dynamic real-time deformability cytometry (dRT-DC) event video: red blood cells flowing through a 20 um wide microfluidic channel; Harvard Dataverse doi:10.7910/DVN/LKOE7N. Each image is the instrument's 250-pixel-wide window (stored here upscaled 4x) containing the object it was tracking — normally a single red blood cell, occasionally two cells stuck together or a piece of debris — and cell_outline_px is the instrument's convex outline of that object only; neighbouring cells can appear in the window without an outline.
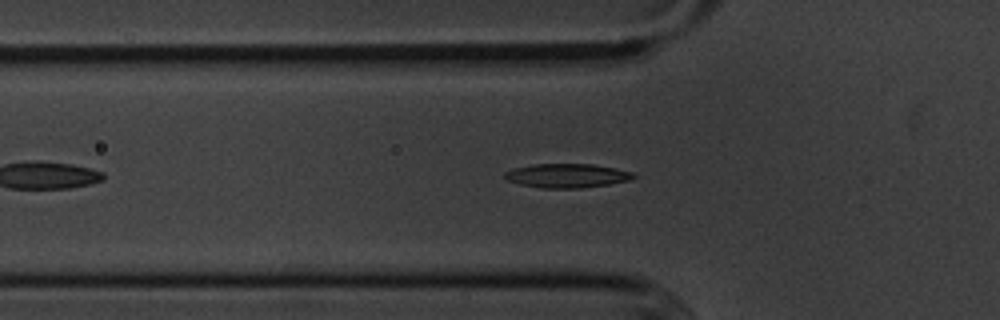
{"species": "common noctule bat (a hibernating species)", "species_latin": "Nyctalus noctula", "temperature_condition": "cold", "stored_images_in_passage": 42, "camera_frame_rate_fps": 3000, "um_per_image_px": 0.085, "animal": {"sex": "male", "body_mass_g": 20.1, "forearm_length_mm": 53.5}, "frame": {"image": 1, "passage_image": 10, "time_ms": 3.0, "image_size_px": [1000, 320], "cell_outline_px": [[636, 176], [632, 180], [608, 184], [580, 188], [540, 188], [520, 184], [504, 180], [504, 172], [512, 168], [532, 164], [592, 164], [616, 168], [632, 172]], "centroid_in_image_um": [48.15, 14.93], "position_along_channel_um": 77.6, "area_um2": 18.21}}
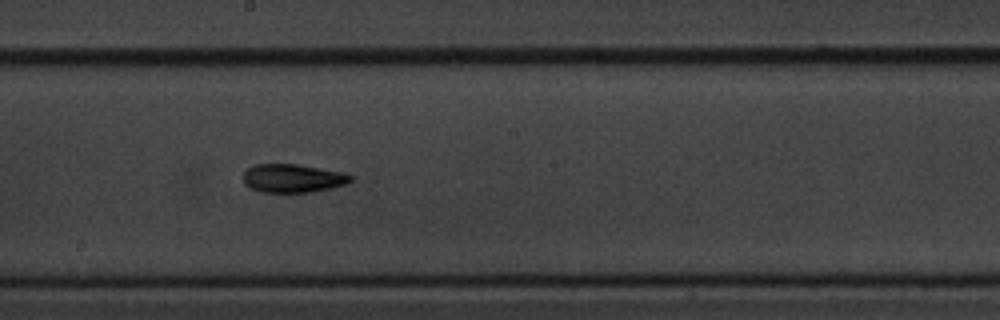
{"frame": {"image": 2, "passage_image": 22, "time_ms": 7.0, "image_size_px": [1000, 320], "cell_outline_px": [[352, 180], [344, 184], [332, 188], [312, 192], [260, 192], [248, 188], [244, 184], [244, 172], [248, 168], [256, 164], [296, 164], [344, 172], [352, 176]], "centroid_in_image_um": [24.87, 15.16], "position_along_channel_um": 223.3, "area_um2": 17.86}}
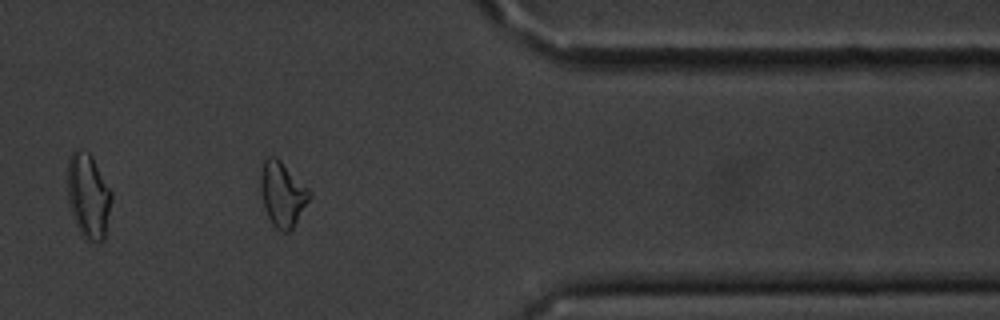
{"frame": {"image": 3, "passage_image": 37, "time_ms": 12.0, "image_size_px": [1000, 320], "cell_outline_px": [[312, 196], [292, 228], [288, 232], [280, 232], [272, 224], [268, 216], [264, 204], [260, 188], [260, 172], [264, 160], [268, 156], [276, 156], [312, 192]], "centroid_in_image_um": [24.01, 16.49], "position_along_channel_um": 387.4, "area_um2": 18.32}}